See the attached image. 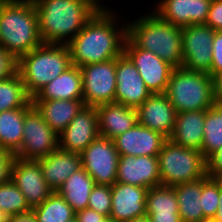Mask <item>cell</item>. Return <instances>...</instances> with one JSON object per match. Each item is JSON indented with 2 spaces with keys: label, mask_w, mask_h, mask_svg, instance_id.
<instances>
[{
  "label": "cell",
  "mask_w": 222,
  "mask_h": 222,
  "mask_svg": "<svg viewBox=\"0 0 222 222\" xmlns=\"http://www.w3.org/2000/svg\"><path fill=\"white\" fill-rule=\"evenodd\" d=\"M126 20L117 9L96 12L67 44L72 65L82 67L120 57L127 38Z\"/></svg>",
  "instance_id": "1"
},
{
  "label": "cell",
  "mask_w": 222,
  "mask_h": 222,
  "mask_svg": "<svg viewBox=\"0 0 222 222\" xmlns=\"http://www.w3.org/2000/svg\"><path fill=\"white\" fill-rule=\"evenodd\" d=\"M148 8L142 15L136 12L132 20L127 16V37L138 48L154 53L175 68L182 67V27L162 20Z\"/></svg>",
  "instance_id": "2"
},
{
  "label": "cell",
  "mask_w": 222,
  "mask_h": 222,
  "mask_svg": "<svg viewBox=\"0 0 222 222\" xmlns=\"http://www.w3.org/2000/svg\"><path fill=\"white\" fill-rule=\"evenodd\" d=\"M34 5L43 44H68L97 12L83 0H38Z\"/></svg>",
  "instance_id": "3"
},
{
  "label": "cell",
  "mask_w": 222,
  "mask_h": 222,
  "mask_svg": "<svg viewBox=\"0 0 222 222\" xmlns=\"http://www.w3.org/2000/svg\"><path fill=\"white\" fill-rule=\"evenodd\" d=\"M34 4L0 2V46L16 60L42 45Z\"/></svg>",
  "instance_id": "4"
},
{
  "label": "cell",
  "mask_w": 222,
  "mask_h": 222,
  "mask_svg": "<svg viewBox=\"0 0 222 222\" xmlns=\"http://www.w3.org/2000/svg\"><path fill=\"white\" fill-rule=\"evenodd\" d=\"M71 65L67 44H42L17 60V72L27 93L34 97Z\"/></svg>",
  "instance_id": "5"
},
{
  "label": "cell",
  "mask_w": 222,
  "mask_h": 222,
  "mask_svg": "<svg viewBox=\"0 0 222 222\" xmlns=\"http://www.w3.org/2000/svg\"><path fill=\"white\" fill-rule=\"evenodd\" d=\"M165 94L176 113L207 110L215 104L212 76L183 67L173 70Z\"/></svg>",
  "instance_id": "6"
},
{
  "label": "cell",
  "mask_w": 222,
  "mask_h": 222,
  "mask_svg": "<svg viewBox=\"0 0 222 222\" xmlns=\"http://www.w3.org/2000/svg\"><path fill=\"white\" fill-rule=\"evenodd\" d=\"M161 185L173 187L203 178L206 160L201 151L184 148L167 139L158 154Z\"/></svg>",
  "instance_id": "7"
},
{
  "label": "cell",
  "mask_w": 222,
  "mask_h": 222,
  "mask_svg": "<svg viewBox=\"0 0 222 222\" xmlns=\"http://www.w3.org/2000/svg\"><path fill=\"white\" fill-rule=\"evenodd\" d=\"M58 148V135L31 105L25 112L22 146L15 156L24 160L37 161Z\"/></svg>",
  "instance_id": "8"
},
{
  "label": "cell",
  "mask_w": 222,
  "mask_h": 222,
  "mask_svg": "<svg viewBox=\"0 0 222 222\" xmlns=\"http://www.w3.org/2000/svg\"><path fill=\"white\" fill-rule=\"evenodd\" d=\"M80 156L82 167L95 184L112 186L116 182L120 155L113 140L99 135Z\"/></svg>",
  "instance_id": "9"
},
{
  "label": "cell",
  "mask_w": 222,
  "mask_h": 222,
  "mask_svg": "<svg viewBox=\"0 0 222 222\" xmlns=\"http://www.w3.org/2000/svg\"><path fill=\"white\" fill-rule=\"evenodd\" d=\"M82 74L83 102L97 107L115 102L116 58L79 67Z\"/></svg>",
  "instance_id": "10"
},
{
  "label": "cell",
  "mask_w": 222,
  "mask_h": 222,
  "mask_svg": "<svg viewBox=\"0 0 222 222\" xmlns=\"http://www.w3.org/2000/svg\"><path fill=\"white\" fill-rule=\"evenodd\" d=\"M124 54L131 60L152 94L165 93L175 67L150 51L138 48L128 37Z\"/></svg>",
  "instance_id": "11"
},
{
  "label": "cell",
  "mask_w": 222,
  "mask_h": 222,
  "mask_svg": "<svg viewBox=\"0 0 222 222\" xmlns=\"http://www.w3.org/2000/svg\"><path fill=\"white\" fill-rule=\"evenodd\" d=\"M214 32L205 24L182 28L183 68L210 75Z\"/></svg>",
  "instance_id": "12"
},
{
  "label": "cell",
  "mask_w": 222,
  "mask_h": 222,
  "mask_svg": "<svg viewBox=\"0 0 222 222\" xmlns=\"http://www.w3.org/2000/svg\"><path fill=\"white\" fill-rule=\"evenodd\" d=\"M11 180L20 189L31 209L42 204L54 191L46 183L38 161L16 157Z\"/></svg>",
  "instance_id": "13"
},
{
  "label": "cell",
  "mask_w": 222,
  "mask_h": 222,
  "mask_svg": "<svg viewBox=\"0 0 222 222\" xmlns=\"http://www.w3.org/2000/svg\"><path fill=\"white\" fill-rule=\"evenodd\" d=\"M99 135L96 107L84 105L68 126L58 135L59 148L80 154Z\"/></svg>",
  "instance_id": "14"
},
{
  "label": "cell",
  "mask_w": 222,
  "mask_h": 222,
  "mask_svg": "<svg viewBox=\"0 0 222 222\" xmlns=\"http://www.w3.org/2000/svg\"><path fill=\"white\" fill-rule=\"evenodd\" d=\"M212 0H157L151 9L162 20L179 27L205 24ZM154 5V6H153Z\"/></svg>",
  "instance_id": "15"
},
{
  "label": "cell",
  "mask_w": 222,
  "mask_h": 222,
  "mask_svg": "<svg viewBox=\"0 0 222 222\" xmlns=\"http://www.w3.org/2000/svg\"><path fill=\"white\" fill-rule=\"evenodd\" d=\"M115 102L137 109L152 93L138 70L123 53L116 58Z\"/></svg>",
  "instance_id": "16"
},
{
  "label": "cell",
  "mask_w": 222,
  "mask_h": 222,
  "mask_svg": "<svg viewBox=\"0 0 222 222\" xmlns=\"http://www.w3.org/2000/svg\"><path fill=\"white\" fill-rule=\"evenodd\" d=\"M116 182L147 189L161 185L158 157L120 155Z\"/></svg>",
  "instance_id": "17"
},
{
  "label": "cell",
  "mask_w": 222,
  "mask_h": 222,
  "mask_svg": "<svg viewBox=\"0 0 222 222\" xmlns=\"http://www.w3.org/2000/svg\"><path fill=\"white\" fill-rule=\"evenodd\" d=\"M168 138L138 122L129 130L113 139L119 155L158 156Z\"/></svg>",
  "instance_id": "18"
},
{
  "label": "cell",
  "mask_w": 222,
  "mask_h": 222,
  "mask_svg": "<svg viewBox=\"0 0 222 222\" xmlns=\"http://www.w3.org/2000/svg\"><path fill=\"white\" fill-rule=\"evenodd\" d=\"M136 110L139 124L171 136L177 113L165 93L151 94Z\"/></svg>",
  "instance_id": "19"
},
{
  "label": "cell",
  "mask_w": 222,
  "mask_h": 222,
  "mask_svg": "<svg viewBox=\"0 0 222 222\" xmlns=\"http://www.w3.org/2000/svg\"><path fill=\"white\" fill-rule=\"evenodd\" d=\"M147 188L115 182L111 186L112 206L110 217L118 222L146 216Z\"/></svg>",
  "instance_id": "20"
},
{
  "label": "cell",
  "mask_w": 222,
  "mask_h": 222,
  "mask_svg": "<svg viewBox=\"0 0 222 222\" xmlns=\"http://www.w3.org/2000/svg\"><path fill=\"white\" fill-rule=\"evenodd\" d=\"M98 114L99 134L113 140L137 122V110L120 103L112 102L96 107Z\"/></svg>",
  "instance_id": "21"
},
{
  "label": "cell",
  "mask_w": 222,
  "mask_h": 222,
  "mask_svg": "<svg viewBox=\"0 0 222 222\" xmlns=\"http://www.w3.org/2000/svg\"><path fill=\"white\" fill-rule=\"evenodd\" d=\"M37 161L46 183L53 191H57L69 176L82 167L79 153L64 151L60 148Z\"/></svg>",
  "instance_id": "22"
},
{
  "label": "cell",
  "mask_w": 222,
  "mask_h": 222,
  "mask_svg": "<svg viewBox=\"0 0 222 222\" xmlns=\"http://www.w3.org/2000/svg\"><path fill=\"white\" fill-rule=\"evenodd\" d=\"M83 99L82 74L79 67L71 65L62 74L42 87L32 100Z\"/></svg>",
  "instance_id": "23"
},
{
  "label": "cell",
  "mask_w": 222,
  "mask_h": 222,
  "mask_svg": "<svg viewBox=\"0 0 222 222\" xmlns=\"http://www.w3.org/2000/svg\"><path fill=\"white\" fill-rule=\"evenodd\" d=\"M205 117L206 110L177 113L173 132L168 139L181 147L201 151Z\"/></svg>",
  "instance_id": "24"
},
{
  "label": "cell",
  "mask_w": 222,
  "mask_h": 222,
  "mask_svg": "<svg viewBox=\"0 0 222 222\" xmlns=\"http://www.w3.org/2000/svg\"><path fill=\"white\" fill-rule=\"evenodd\" d=\"M32 105L48 126L59 135L82 109L84 102L83 99L32 100Z\"/></svg>",
  "instance_id": "25"
},
{
  "label": "cell",
  "mask_w": 222,
  "mask_h": 222,
  "mask_svg": "<svg viewBox=\"0 0 222 222\" xmlns=\"http://www.w3.org/2000/svg\"><path fill=\"white\" fill-rule=\"evenodd\" d=\"M95 185L93 178L81 167L56 192L77 212L88 208L89 196Z\"/></svg>",
  "instance_id": "26"
},
{
  "label": "cell",
  "mask_w": 222,
  "mask_h": 222,
  "mask_svg": "<svg viewBox=\"0 0 222 222\" xmlns=\"http://www.w3.org/2000/svg\"><path fill=\"white\" fill-rule=\"evenodd\" d=\"M30 106L0 112V147L16 154L23 140L25 112Z\"/></svg>",
  "instance_id": "27"
},
{
  "label": "cell",
  "mask_w": 222,
  "mask_h": 222,
  "mask_svg": "<svg viewBox=\"0 0 222 222\" xmlns=\"http://www.w3.org/2000/svg\"><path fill=\"white\" fill-rule=\"evenodd\" d=\"M182 222H200L204 219L201 203L202 178L173 186Z\"/></svg>",
  "instance_id": "28"
},
{
  "label": "cell",
  "mask_w": 222,
  "mask_h": 222,
  "mask_svg": "<svg viewBox=\"0 0 222 222\" xmlns=\"http://www.w3.org/2000/svg\"><path fill=\"white\" fill-rule=\"evenodd\" d=\"M146 215H179L178 200L173 187L158 185L147 190Z\"/></svg>",
  "instance_id": "29"
},
{
  "label": "cell",
  "mask_w": 222,
  "mask_h": 222,
  "mask_svg": "<svg viewBox=\"0 0 222 222\" xmlns=\"http://www.w3.org/2000/svg\"><path fill=\"white\" fill-rule=\"evenodd\" d=\"M222 148V107L214 104L206 110L201 153L207 160Z\"/></svg>",
  "instance_id": "30"
},
{
  "label": "cell",
  "mask_w": 222,
  "mask_h": 222,
  "mask_svg": "<svg viewBox=\"0 0 222 222\" xmlns=\"http://www.w3.org/2000/svg\"><path fill=\"white\" fill-rule=\"evenodd\" d=\"M31 105L32 97L18 72L0 81V112Z\"/></svg>",
  "instance_id": "31"
},
{
  "label": "cell",
  "mask_w": 222,
  "mask_h": 222,
  "mask_svg": "<svg viewBox=\"0 0 222 222\" xmlns=\"http://www.w3.org/2000/svg\"><path fill=\"white\" fill-rule=\"evenodd\" d=\"M32 212L37 222H70L75 219V211L56 191Z\"/></svg>",
  "instance_id": "32"
},
{
  "label": "cell",
  "mask_w": 222,
  "mask_h": 222,
  "mask_svg": "<svg viewBox=\"0 0 222 222\" xmlns=\"http://www.w3.org/2000/svg\"><path fill=\"white\" fill-rule=\"evenodd\" d=\"M0 211L9 217L32 211L26 198L12 180L0 185Z\"/></svg>",
  "instance_id": "33"
},
{
  "label": "cell",
  "mask_w": 222,
  "mask_h": 222,
  "mask_svg": "<svg viewBox=\"0 0 222 222\" xmlns=\"http://www.w3.org/2000/svg\"><path fill=\"white\" fill-rule=\"evenodd\" d=\"M201 203L204 219H213L219 207V179L202 178Z\"/></svg>",
  "instance_id": "34"
},
{
  "label": "cell",
  "mask_w": 222,
  "mask_h": 222,
  "mask_svg": "<svg viewBox=\"0 0 222 222\" xmlns=\"http://www.w3.org/2000/svg\"><path fill=\"white\" fill-rule=\"evenodd\" d=\"M111 206V186L96 184L90 193L88 208L109 217L111 213Z\"/></svg>",
  "instance_id": "35"
},
{
  "label": "cell",
  "mask_w": 222,
  "mask_h": 222,
  "mask_svg": "<svg viewBox=\"0 0 222 222\" xmlns=\"http://www.w3.org/2000/svg\"><path fill=\"white\" fill-rule=\"evenodd\" d=\"M220 72H222V30L214 32L210 75L213 77Z\"/></svg>",
  "instance_id": "36"
},
{
  "label": "cell",
  "mask_w": 222,
  "mask_h": 222,
  "mask_svg": "<svg viewBox=\"0 0 222 222\" xmlns=\"http://www.w3.org/2000/svg\"><path fill=\"white\" fill-rule=\"evenodd\" d=\"M17 72V60L0 46V81L13 76Z\"/></svg>",
  "instance_id": "37"
},
{
  "label": "cell",
  "mask_w": 222,
  "mask_h": 222,
  "mask_svg": "<svg viewBox=\"0 0 222 222\" xmlns=\"http://www.w3.org/2000/svg\"><path fill=\"white\" fill-rule=\"evenodd\" d=\"M15 159L16 156L14 153L0 147V185L11 180Z\"/></svg>",
  "instance_id": "38"
},
{
  "label": "cell",
  "mask_w": 222,
  "mask_h": 222,
  "mask_svg": "<svg viewBox=\"0 0 222 222\" xmlns=\"http://www.w3.org/2000/svg\"><path fill=\"white\" fill-rule=\"evenodd\" d=\"M205 25L214 31L222 30V0H212Z\"/></svg>",
  "instance_id": "39"
},
{
  "label": "cell",
  "mask_w": 222,
  "mask_h": 222,
  "mask_svg": "<svg viewBox=\"0 0 222 222\" xmlns=\"http://www.w3.org/2000/svg\"><path fill=\"white\" fill-rule=\"evenodd\" d=\"M206 175L209 178L222 179V148L206 160Z\"/></svg>",
  "instance_id": "40"
},
{
  "label": "cell",
  "mask_w": 222,
  "mask_h": 222,
  "mask_svg": "<svg viewBox=\"0 0 222 222\" xmlns=\"http://www.w3.org/2000/svg\"><path fill=\"white\" fill-rule=\"evenodd\" d=\"M105 217L106 216L89 208H85L75 212V220L77 222H102Z\"/></svg>",
  "instance_id": "41"
},
{
  "label": "cell",
  "mask_w": 222,
  "mask_h": 222,
  "mask_svg": "<svg viewBox=\"0 0 222 222\" xmlns=\"http://www.w3.org/2000/svg\"><path fill=\"white\" fill-rule=\"evenodd\" d=\"M212 78L215 104H222V72L216 74Z\"/></svg>",
  "instance_id": "42"
},
{
  "label": "cell",
  "mask_w": 222,
  "mask_h": 222,
  "mask_svg": "<svg viewBox=\"0 0 222 222\" xmlns=\"http://www.w3.org/2000/svg\"><path fill=\"white\" fill-rule=\"evenodd\" d=\"M150 222H182L180 215H146Z\"/></svg>",
  "instance_id": "43"
},
{
  "label": "cell",
  "mask_w": 222,
  "mask_h": 222,
  "mask_svg": "<svg viewBox=\"0 0 222 222\" xmlns=\"http://www.w3.org/2000/svg\"><path fill=\"white\" fill-rule=\"evenodd\" d=\"M84 2H87L88 4H90L97 12H101V11H112L115 10L114 6H109L104 3H108L106 0H83ZM104 1V2H103ZM114 7V9H113Z\"/></svg>",
  "instance_id": "44"
},
{
  "label": "cell",
  "mask_w": 222,
  "mask_h": 222,
  "mask_svg": "<svg viewBox=\"0 0 222 222\" xmlns=\"http://www.w3.org/2000/svg\"><path fill=\"white\" fill-rule=\"evenodd\" d=\"M9 222H37V221L34 213L31 211L25 214L11 216L9 218Z\"/></svg>",
  "instance_id": "45"
},
{
  "label": "cell",
  "mask_w": 222,
  "mask_h": 222,
  "mask_svg": "<svg viewBox=\"0 0 222 222\" xmlns=\"http://www.w3.org/2000/svg\"><path fill=\"white\" fill-rule=\"evenodd\" d=\"M219 207L218 210L213 217L215 222H222V179H219Z\"/></svg>",
  "instance_id": "46"
},
{
  "label": "cell",
  "mask_w": 222,
  "mask_h": 222,
  "mask_svg": "<svg viewBox=\"0 0 222 222\" xmlns=\"http://www.w3.org/2000/svg\"><path fill=\"white\" fill-rule=\"evenodd\" d=\"M2 2L7 3H30V4H36L38 0H1Z\"/></svg>",
  "instance_id": "47"
},
{
  "label": "cell",
  "mask_w": 222,
  "mask_h": 222,
  "mask_svg": "<svg viewBox=\"0 0 222 222\" xmlns=\"http://www.w3.org/2000/svg\"><path fill=\"white\" fill-rule=\"evenodd\" d=\"M9 218L6 213L0 211V222H9Z\"/></svg>",
  "instance_id": "48"
},
{
  "label": "cell",
  "mask_w": 222,
  "mask_h": 222,
  "mask_svg": "<svg viewBox=\"0 0 222 222\" xmlns=\"http://www.w3.org/2000/svg\"><path fill=\"white\" fill-rule=\"evenodd\" d=\"M126 222H150V220L147 216H144V217L133 219L131 221H126Z\"/></svg>",
  "instance_id": "49"
},
{
  "label": "cell",
  "mask_w": 222,
  "mask_h": 222,
  "mask_svg": "<svg viewBox=\"0 0 222 222\" xmlns=\"http://www.w3.org/2000/svg\"><path fill=\"white\" fill-rule=\"evenodd\" d=\"M102 222H118L115 219H113L112 217H105V219Z\"/></svg>",
  "instance_id": "50"
},
{
  "label": "cell",
  "mask_w": 222,
  "mask_h": 222,
  "mask_svg": "<svg viewBox=\"0 0 222 222\" xmlns=\"http://www.w3.org/2000/svg\"><path fill=\"white\" fill-rule=\"evenodd\" d=\"M200 222H215V221L213 219L205 218V219L201 220Z\"/></svg>",
  "instance_id": "51"
}]
</instances>
